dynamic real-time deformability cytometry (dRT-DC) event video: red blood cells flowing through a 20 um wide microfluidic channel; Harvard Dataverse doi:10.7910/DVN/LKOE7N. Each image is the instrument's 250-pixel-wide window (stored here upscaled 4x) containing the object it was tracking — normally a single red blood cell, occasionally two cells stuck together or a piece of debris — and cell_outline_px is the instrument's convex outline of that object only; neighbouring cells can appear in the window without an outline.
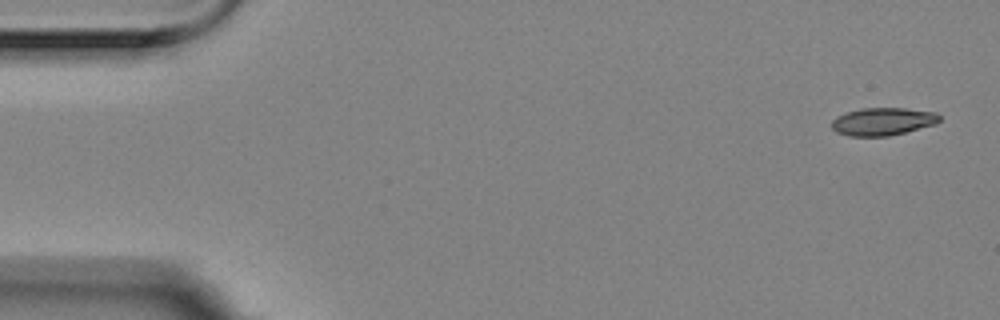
{"species": "Egyptian fruit bat (a non-hibernating species)", "species_latin": "Rousettus aegyptiacus", "temperature_condition": "room temperature", "stored_images_in_passage": 5, "camera_frame_rate_fps": 3000, "um_per_image_px": 0.085, "animal": {"sex": "female"}, "frame": {"image": 1, "passage_image": 1, "time_ms": 0.0, "image_size_px": [1000, 320], "cell_outline_px": [[940, 120], [936, 124], [888, 136], [848, 136], [836, 132], [832, 128], [832, 120], [836, 116], [860, 108], [904, 108], [936, 112], [940, 116]], "centroid_in_image_um": [75.03, 10.32], "position_along_channel_um": 10.0, "area_um2": 17.4}}
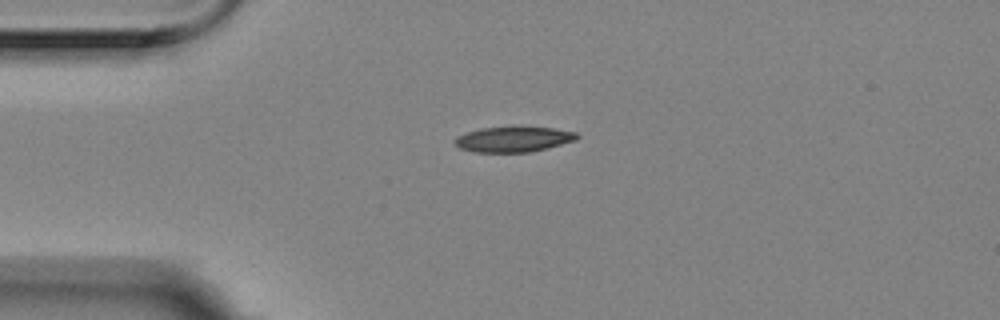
{"frame": {"image": 2, "passage_image": 4, "time_ms": 1.0, "image_size_px": [1000, 320], "cell_outline_px": [[580, 136], [576, 140], [528, 152], [472, 152], [460, 148], [452, 140], [456, 136], [480, 128], [552, 128], [576, 132]], "centroid_in_image_um": [43.6, 11.85], "position_along_channel_um": 41.4, "area_um2": 17.57}}
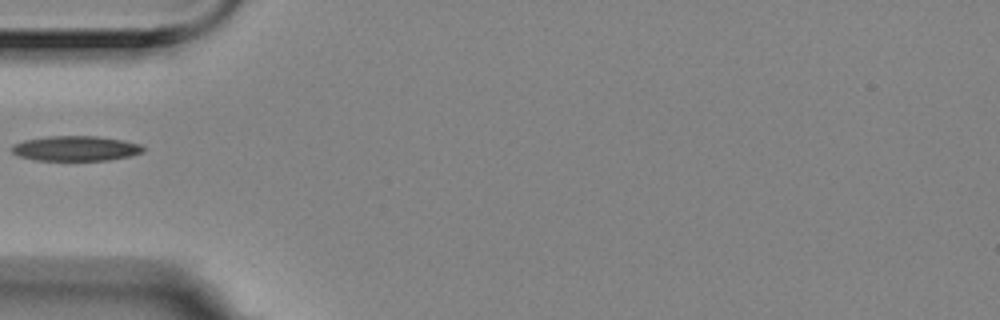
{"frame": {"image": 3, "passage_image": 5, "time_ms": 1.333, "image_size_px": [1000, 320], "cell_outline_px": [[144, 152], [132, 156], [108, 160], [36, 160], [20, 156], [12, 152], [12, 144], [24, 140], [48, 136], [96, 136], [124, 140], [140, 144], [144, 148]], "centroid_in_image_um": [6.46, 12.61], "position_along_channel_um": 78.5, "area_um2": 19.19}}